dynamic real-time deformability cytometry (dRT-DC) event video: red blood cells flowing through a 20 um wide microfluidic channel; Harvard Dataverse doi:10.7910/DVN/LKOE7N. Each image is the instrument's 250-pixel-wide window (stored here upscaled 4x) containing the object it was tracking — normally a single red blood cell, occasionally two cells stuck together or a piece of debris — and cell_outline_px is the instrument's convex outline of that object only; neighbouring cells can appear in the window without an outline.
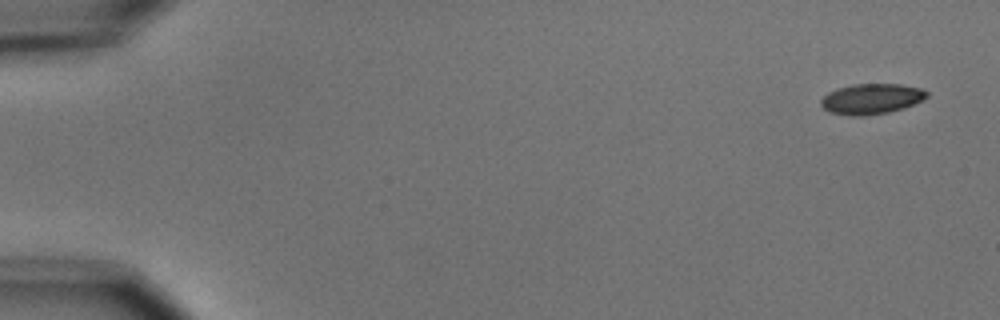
{"species": "common noctule bat (a hibernating species)", "species_latin": "Nyctalus noctula", "temperature_condition": "cold", "stored_images_in_passage": 7, "camera_frame_rate_fps": 3000, "um_per_image_px": 0.085, "animal": {"sex": "male", "body_mass_g": 15.6}, "frame": {"image": 1, "passage_image": 1, "time_ms": 0.0, "image_size_px": [1000, 320], "cell_outline_px": [[928, 96], [924, 100], [904, 108], [888, 112], [864, 116], [852, 116], [828, 112], [820, 104], [820, 100], [828, 92], [836, 88], [852, 84], [900, 84], [924, 88], [928, 92]], "centroid_in_image_um": [74.08, 8.4], "position_along_channel_um": 10.9, "area_um2": 19.07}}
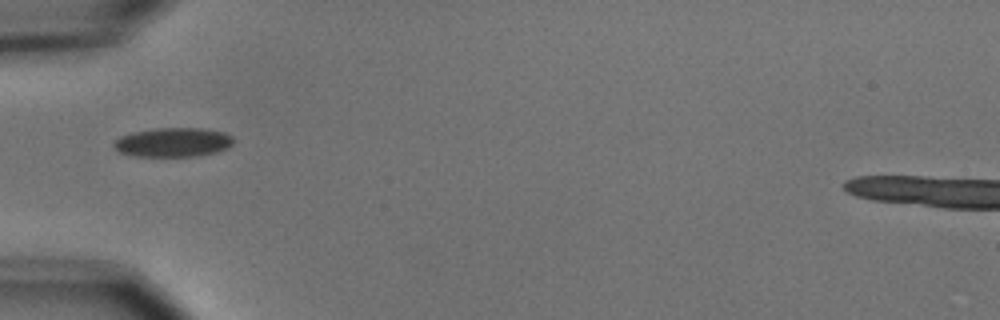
{"frame": {"image": 2, "passage_image": 5, "time_ms": 5.333, "image_size_px": [1000, 320], "cell_outline_px": [[232, 144], [228, 148], [216, 152], [196, 156], [132, 156], [120, 152], [112, 144], [120, 136], [132, 132], [152, 128], [200, 128], [224, 132], [232, 136]], "centroid_in_image_um": [14.7, 12.09], "position_along_channel_um": 70.3, "area_um2": 20.35}}
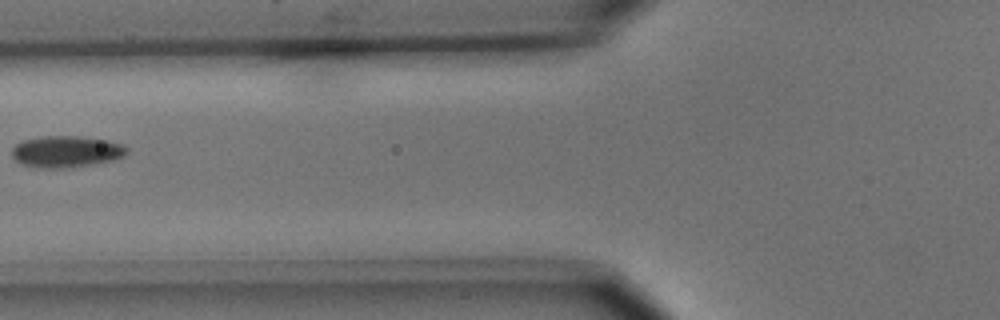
{"frame": {"image": 3, "passage_image": 6, "time_ms": 6.667, "image_size_px": [1000, 320], "cell_outline_px": [[128, 152], [124, 156], [112, 160], [92, 164], [64, 168], [36, 168], [20, 164], [12, 156], [12, 148], [16, 144], [24, 140], [44, 136], [76, 136], [108, 140], [124, 144], [128, 148]], "centroid_in_image_um": [5.63, 12.89], "position_along_channel_um": 120.2, "area_um2": 21.21}}